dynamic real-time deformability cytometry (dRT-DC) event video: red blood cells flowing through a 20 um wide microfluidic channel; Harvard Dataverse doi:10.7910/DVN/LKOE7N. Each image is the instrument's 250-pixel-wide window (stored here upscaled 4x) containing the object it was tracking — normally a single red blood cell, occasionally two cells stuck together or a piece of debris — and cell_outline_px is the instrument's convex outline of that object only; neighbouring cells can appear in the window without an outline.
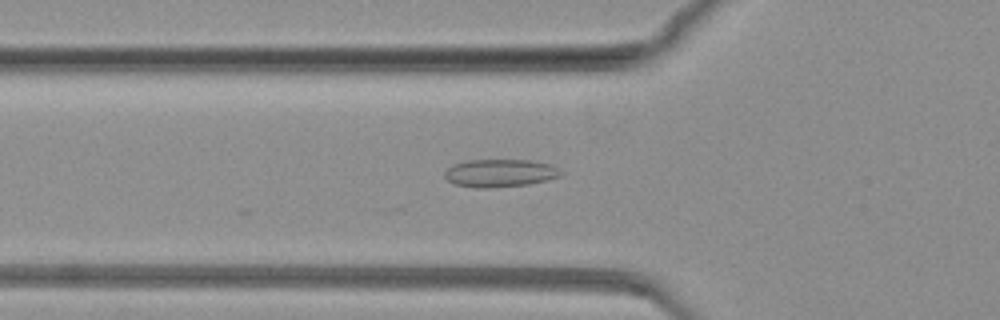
{"species": "common noctule bat (a hibernating species)", "species_latin": "Nyctalus noctula", "temperature_condition": "warm", "stored_images_in_passage": 54, "camera_frame_rate_fps": 3000, "um_per_image_px": 0.085, "animal": {"sex": "female", "body_mass_g": 19.3, "forearm_length_mm": 54.1}, "frame": {"image": 1, "passage_image": 10, "time_ms": 3.0, "image_size_px": [1000, 320], "cell_outline_px": [[564, 172], [560, 176], [548, 180], [528, 184], [488, 188], [476, 188], [456, 184], [448, 180], [444, 176], [444, 172], [452, 164], [468, 160], [532, 160], [552, 164]], "centroid_in_image_um": [42.53, 14.7], "position_along_channel_um": 83.3, "area_um2": 18.96}}
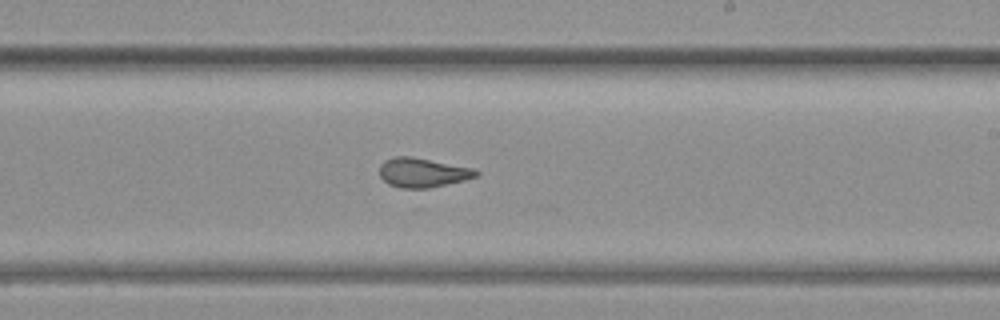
{"frame": {"image": 2, "passage_image": 30, "time_ms": 9.667, "image_size_px": [1000, 320], "cell_outline_px": [[480, 172], [476, 176], [464, 180], [428, 188], [400, 188], [388, 184], [380, 176], [380, 164], [384, 160], [396, 156], [412, 156], [472, 168]], "centroid_in_image_um": [35.89, 14.66], "position_along_channel_um": 253.1, "area_um2": 16.42}}
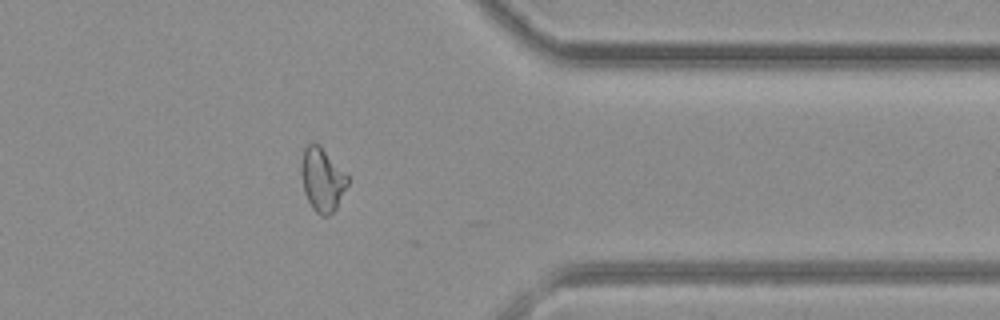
{"frame": {"image": 3, "passage_image": 47, "time_ms": 15.333, "image_size_px": [1000, 320], "cell_outline_px": [[348, 184], [336, 208], [328, 216], [320, 216], [312, 208], [304, 192], [300, 172], [304, 148], [312, 140], [320, 144], [348, 176]], "centroid_in_image_um": [27.37, 15.24], "position_along_channel_um": 384.0, "area_um2": 17.28}}